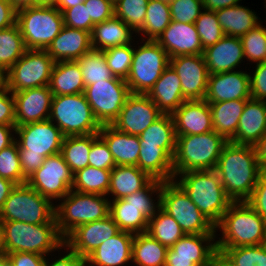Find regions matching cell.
Instances as JSON below:
<instances>
[{
    "label": "cell",
    "mask_w": 266,
    "mask_h": 266,
    "mask_svg": "<svg viewBox=\"0 0 266 266\" xmlns=\"http://www.w3.org/2000/svg\"><path fill=\"white\" fill-rule=\"evenodd\" d=\"M215 171L226 194L233 202L246 201L252 194L262 167L253 145L228 141L221 152Z\"/></svg>",
    "instance_id": "6da1fadb"
},
{
    "label": "cell",
    "mask_w": 266,
    "mask_h": 266,
    "mask_svg": "<svg viewBox=\"0 0 266 266\" xmlns=\"http://www.w3.org/2000/svg\"><path fill=\"white\" fill-rule=\"evenodd\" d=\"M64 135L49 119L16 126L20 166L27 179L37 171L46 157L61 152Z\"/></svg>",
    "instance_id": "7a4b0ae2"
},
{
    "label": "cell",
    "mask_w": 266,
    "mask_h": 266,
    "mask_svg": "<svg viewBox=\"0 0 266 266\" xmlns=\"http://www.w3.org/2000/svg\"><path fill=\"white\" fill-rule=\"evenodd\" d=\"M2 252H29L48 256L63 252L64 238L56 223L30 224L20 221H0Z\"/></svg>",
    "instance_id": "3957f363"
},
{
    "label": "cell",
    "mask_w": 266,
    "mask_h": 266,
    "mask_svg": "<svg viewBox=\"0 0 266 266\" xmlns=\"http://www.w3.org/2000/svg\"><path fill=\"white\" fill-rule=\"evenodd\" d=\"M215 231L216 248L266 243V222L246 201L233 202L215 225Z\"/></svg>",
    "instance_id": "277c9868"
},
{
    "label": "cell",
    "mask_w": 266,
    "mask_h": 266,
    "mask_svg": "<svg viewBox=\"0 0 266 266\" xmlns=\"http://www.w3.org/2000/svg\"><path fill=\"white\" fill-rule=\"evenodd\" d=\"M163 182L152 179L143 189L124 199L110 200L109 215L121 231L132 234L147 232L149 219L160 208ZM153 195L156 196L155 199Z\"/></svg>",
    "instance_id": "5b68a950"
},
{
    "label": "cell",
    "mask_w": 266,
    "mask_h": 266,
    "mask_svg": "<svg viewBox=\"0 0 266 266\" xmlns=\"http://www.w3.org/2000/svg\"><path fill=\"white\" fill-rule=\"evenodd\" d=\"M173 180L214 225L233 203L215 170L183 172Z\"/></svg>",
    "instance_id": "8992f818"
},
{
    "label": "cell",
    "mask_w": 266,
    "mask_h": 266,
    "mask_svg": "<svg viewBox=\"0 0 266 266\" xmlns=\"http://www.w3.org/2000/svg\"><path fill=\"white\" fill-rule=\"evenodd\" d=\"M227 142L214 130L199 135L177 136L173 156V179L183 172L215 170Z\"/></svg>",
    "instance_id": "52a82bcc"
},
{
    "label": "cell",
    "mask_w": 266,
    "mask_h": 266,
    "mask_svg": "<svg viewBox=\"0 0 266 266\" xmlns=\"http://www.w3.org/2000/svg\"><path fill=\"white\" fill-rule=\"evenodd\" d=\"M109 202L106 195L71 190L55 204V219L59 234L65 238L79 225L104 219L109 215Z\"/></svg>",
    "instance_id": "ba28073f"
},
{
    "label": "cell",
    "mask_w": 266,
    "mask_h": 266,
    "mask_svg": "<svg viewBox=\"0 0 266 266\" xmlns=\"http://www.w3.org/2000/svg\"><path fill=\"white\" fill-rule=\"evenodd\" d=\"M49 120L61 130L64 137L98 134L102 126L84 93L53 96Z\"/></svg>",
    "instance_id": "9c48e42d"
},
{
    "label": "cell",
    "mask_w": 266,
    "mask_h": 266,
    "mask_svg": "<svg viewBox=\"0 0 266 266\" xmlns=\"http://www.w3.org/2000/svg\"><path fill=\"white\" fill-rule=\"evenodd\" d=\"M26 49L46 50L64 27V18L55 6H33L16 12Z\"/></svg>",
    "instance_id": "30bf717a"
},
{
    "label": "cell",
    "mask_w": 266,
    "mask_h": 266,
    "mask_svg": "<svg viewBox=\"0 0 266 266\" xmlns=\"http://www.w3.org/2000/svg\"><path fill=\"white\" fill-rule=\"evenodd\" d=\"M54 203L27 183L15 185L0 210V221L56 223Z\"/></svg>",
    "instance_id": "8fae6325"
},
{
    "label": "cell",
    "mask_w": 266,
    "mask_h": 266,
    "mask_svg": "<svg viewBox=\"0 0 266 266\" xmlns=\"http://www.w3.org/2000/svg\"><path fill=\"white\" fill-rule=\"evenodd\" d=\"M140 46H139V41ZM137 41L126 83L132 94H147L169 66L167 52L154 40Z\"/></svg>",
    "instance_id": "7c38bea8"
},
{
    "label": "cell",
    "mask_w": 266,
    "mask_h": 266,
    "mask_svg": "<svg viewBox=\"0 0 266 266\" xmlns=\"http://www.w3.org/2000/svg\"><path fill=\"white\" fill-rule=\"evenodd\" d=\"M160 207L172 216L185 234H216L215 225L174 181L162 183Z\"/></svg>",
    "instance_id": "4fadbf2b"
},
{
    "label": "cell",
    "mask_w": 266,
    "mask_h": 266,
    "mask_svg": "<svg viewBox=\"0 0 266 266\" xmlns=\"http://www.w3.org/2000/svg\"><path fill=\"white\" fill-rule=\"evenodd\" d=\"M54 64L46 50L27 49L5 73L4 83L12 93L49 86Z\"/></svg>",
    "instance_id": "5bb4252c"
},
{
    "label": "cell",
    "mask_w": 266,
    "mask_h": 266,
    "mask_svg": "<svg viewBox=\"0 0 266 266\" xmlns=\"http://www.w3.org/2000/svg\"><path fill=\"white\" fill-rule=\"evenodd\" d=\"M216 234H185L167 249L164 266H218Z\"/></svg>",
    "instance_id": "9a60e30c"
},
{
    "label": "cell",
    "mask_w": 266,
    "mask_h": 266,
    "mask_svg": "<svg viewBox=\"0 0 266 266\" xmlns=\"http://www.w3.org/2000/svg\"><path fill=\"white\" fill-rule=\"evenodd\" d=\"M130 94L126 80L118 77L96 82L84 89L86 100L101 125L113 123Z\"/></svg>",
    "instance_id": "2e32d148"
},
{
    "label": "cell",
    "mask_w": 266,
    "mask_h": 266,
    "mask_svg": "<svg viewBox=\"0 0 266 266\" xmlns=\"http://www.w3.org/2000/svg\"><path fill=\"white\" fill-rule=\"evenodd\" d=\"M26 183L52 202H58L71 191L73 173L62 154L58 153L46 157Z\"/></svg>",
    "instance_id": "e0dca14e"
},
{
    "label": "cell",
    "mask_w": 266,
    "mask_h": 266,
    "mask_svg": "<svg viewBox=\"0 0 266 266\" xmlns=\"http://www.w3.org/2000/svg\"><path fill=\"white\" fill-rule=\"evenodd\" d=\"M162 114L146 94L131 93L111 125L130 135H140Z\"/></svg>",
    "instance_id": "ac0fdd59"
},
{
    "label": "cell",
    "mask_w": 266,
    "mask_h": 266,
    "mask_svg": "<svg viewBox=\"0 0 266 266\" xmlns=\"http://www.w3.org/2000/svg\"><path fill=\"white\" fill-rule=\"evenodd\" d=\"M169 65L181 81L186 100H203L208 86L209 72L203 54L182 55L169 59Z\"/></svg>",
    "instance_id": "d6986e66"
},
{
    "label": "cell",
    "mask_w": 266,
    "mask_h": 266,
    "mask_svg": "<svg viewBox=\"0 0 266 266\" xmlns=\"http://www.w3.org/2000/svg\"><path fill=\"white\" fill-rule=\"evenodd\" d=\"M119 231L118 225L108 215L104 219L77 226L64 238V245L86 259L103 241Z\"/></svg>",
    "instance_id": "ffe728a7"
},
{
    "label": "cell",
    "mask_w": 266,
    "mask_h": 266,
    "mask_svg": "<svg viewBox=\"0 0 266 266\" xmlns=\"http://www.w3.org/2000/svg\"><path fill=\"white\" fill-rule=\"evenodd\" d=\"M250 98L249 72L239 69L238 71L209 74L204 98L208 103Z\"/></svg>",
    "instance_id": "44dd1931"
},
{
    "label": "cell",
    "mask_w": 266,
    "mask_h": 266,
    "mask_svg": "<svg viewBox=\"0 0 266 266\" xmlns=\"http://www.w3.org/2000/svg\"><path fill=\"white\" fill-rule=\"evenodd\" d=\"M15 100L16 126L49 119L52 92L49 86L12 93Z\"/></svg>",
    "instance_id": "7402d4cb"
},
{
    "label": "cell",
    "mask_w": 266,
    "mask_h": 266,
    "mask_svg": "<svg viewBox=\"0 0 266 266\" xmlns=\"http://www.w3.org/2000/svg\"><path fill=\"white\" fill-rule=\"evenodd\" d=\"M156 42L167 52L169 58L204 52L194 23L171 20Z\"/></svg>",
    "instance_id": "603a6c76"
},
{
    "label": "cell",
    "mask_w": 266,
    "mask_h": 266,
    "mask_svg": "<svg viewBox=\"0 0 266 266\" xmlns=\"http://www.w3.org/2000/svg\"><path fill=\"white\" fill-rule=\"evenodd\" d=\"M176 136L199 135L213 131L209 103L203 100H185L173 113Z\"/></svg>",
    "instance_id": "cb8c5ba5"
},
{
    "label": "cell",
    "mask_w": 266,
    "mask_h": 266,
    "mask_svg": "<svg viewBox=\"0 0 266 266\" xmlns=\"http://www.w3.org/2000/svg\"><path fill=\"white\" fill-rule=\"evenodd\" d=\"M203 56L209 74L236 71L245 62L241 39L229 35L206 47Z\"/></svg>",
    "instance_id": "d4e9b609"
},
{
    "label": "cell",
    "mask_w": 266,
    "mask_h": 266,
    "mask_svg": "<svg viewBox=\"0 0 266 266\" xmlns=\"http://www.w3.org/2000/svg\"><path fill=\"white\" fill-rule=\"evenodd\" d=\"M134 234L119 231L103 241L85 260L86 266H128L132 263ZM128 264V265H127Z\"/></svg>",
    "instance_id": "484cf974"
},
{
    "label": "cell",
    "mask_w": 266,
    "mask_h": 266,
    "mask_svg": "<svg viewBox=\"0 0 266 266\" xmlns=\"http://www.w3.org/2000/svg\"><path fill=\"white\" fill-rule=\"evenodd\" d=\"M92 50L91 33L68 26L47 47L48 55L55 61H77Z\"/></svg>",
    "instance_id": "4316f807"
},
{
    "label": "cell",
    "mask_w": 266,
    "mask_h": 266,
    "mask_svg": "<svg viewBox=\"0 0 266 266\" xmlns=\"http://www.w3.org/2000/svg\"><path fill=\"white\" fill-rule=\"evenodd\" d=\"M266 133V101L248 99L238 122L235 144L254 145Z\"/></svg>",
    "instance_id": "83f0119b"
},
{
    "label": "cell",
    "mask_w": 266,
    "mask_h": 266,
    "mask_svg": "<svg viewBox=\"0 0 266 266\" xmlns=\"http://www.w3.org/2000/svg\"><path fill=\"white\" fill-rule=\"evenodd\" d=\"M99 136L108 145L116 166H137L140 141L139 135H130L114 128L111 124L102 125Z\"/></svg>",
    "instance_id": "f1b7e54d"
},
{
    "label": "cell",
    "mask_w": 266,
    "mask_h": 266,
    "mask_svg": "<svg viewBox=\"0 0 266 266\" xmlns=\"http://www.w3.org/2000/svg\"><path fill=\"white\" fill-rule=\"evenodd\" d=\"M146 95L163 114H172L186 100L180 78L170 65Z\"/></svg>",
    "instance_id": "f546056e"
},
{
    "label": "cell",
    "mask_w": 266,
    "mask_h": 266,
    "mask_svg": "<svg viewBox=\"0 0 266 266\" xmlns=\"http://www.w3.org/2000/svg\"><path fill=\"white\" fill-rule=\"evenodd\" d=\"M135 37L136 33L126 23L113 16L94 25L91 33L92 49L104 51L111 47L130 44L135 42Z\"/></svg>",
    "instance_id": "4dcf8cb0"
},
{
    "label": "cell",
    "mask_w": 266,
    "mask_h": 266,
    "mask_svg": "<svg viewBox=\"0 0 266 266\" xmlns=\"http://www.w3.org/2000/svg\"><path fill=\"white\" fill-rule=\"evenodd\" d=\"M152 178L137 166H115L110 174L107 196L110 200L124 199L126 196L143 189ZM111 194V195H110Z\"/></svg>",
    "instance_id": "1f68e13d"
},
{
    "label": "cell",
    "mask_w": 266,
    "mask_h": 266,
    "mask_svg": "<svg viewBox=\"0 0 266 266\" xmlns=\"http://www.w3.org/2000/svg\"><path fill=\"white\" fill-rule=\"evenodd\" d=\"M53 96L84 93L85 84L77 61L55 62L49 83Z\"/></svg>",
    "instance_id": "d6a6232c"
},
{
    "label": "cell",
    "mask_w": 266,
    "mask_h": 266,
    "mask_svg": "<svg viewBox=\"0 0 266 266\" xmlns=\"http://www.w3.org/2000/svg\"><path fill=\"white\" fill-rule=\"evenodd\" d=\"M225 35L241 38L261 21L255 11L241 4L215 11Z\"/></svg>",
    "instance_id": "836d02e7"
},
{
    "label": "cell",
    "mask_w": 266,
    "mask_h": 266,
    "mask_svg": "<svg viewBox=\"0 0 266 266\" xmlns=\"http://www.w3.org/2000/svg\"><path fill=\"white\" fill-rule=\"evenodd\" d=\"M248 99L209 103L214 131L230 141L236 134L238 122Z\"/></svg>",
    "instance_id": "e575fe53"
},
{
    "label": "cell",
    "mask_w": 266,
    "mask_h": 266,
    "mask_svg": "<svg viewBox=\"0 0 266 266\" xmlns=\"http://www.w3.org/2000/svg\"><path fill=\"white\" fill-rule=\"evenodd\" d=\"M137 167L152 179L164 182L173 180V157L162 147L140 146Z\"/></svg>",
    "instance_id": "d590c367"
},
{
    "label": "cell",
    "mask_w": 266,
    "mask_h": 266,
    "mask_svg": "<svg viewBox=\"0 0 266 266\" xmlns=\"http://www.w3.org/2000/svg\"><path fill=\"white\" fill-rule=\"evenodd\" d=\"M176 132L172 114H162L139 135L140 146L164 148L172 157L176 149Z\"/></svg>",
    "instance_id": "8d00e7d4"
},
{
    "label": "cell",
    "mask_w": 266,
    "mask_h": 266,
    "mask_svg": "<svg viewBox=\"0 0 266 266\" xmlns=\"http://www.w3.org/2000/svg\"><path fill=\"white\" fill-rule=\"evenodd\" d=\"M216 249L218 266H266V243Z\"/></svg>",
    "instance_id": "74e56055"
},
{
    "label": "cell",
    "mask_w": 266,
    "mask_h": 266,
    "mask_svg": "<svg viewBox=\"0 0 266 266\" xmlns=\"http://www.w3.org/2000/svg\"><path fill=\"white\" fill-rule=\"evenodd\" d=\"M167 249L147 232L134 234L132 263L136 266H164Z\"/></svg>",
    "instance_id": "f35d334b"
},
{
    "label": "cell",
    "mask_w": 266,
    "mask_h": 266,
    "mask_svg": "<svg viewBox=\"0 0 266 266\" xmlns=\"http://www.w3.org/2000/svg\"><path fill=\"white\" fill-rule=\"evenodd\" d=\"M98 136L99 134L64 137L60 153L73 174L89 166L91 145Z\"/></svg>",
    "instance_id": "ab89813d"
},
{
    "label": "cell",
    "mask_w": 266,
    "mask_h": 266,
    "mask_svg": "<svg viewBox=\"0 0 266 266\" xmlns=\"http://www.w3.org/2000/svg\"><path fill=\"white\" fill-rule=\"evenodd\" d=\"M171 22L169 4L161 0H148L143 27L136 33L142 40L156 41ZM141 33V34H140ZM143 34V37H142Z\"/></svg>",
    "instance_id": "60d3db41"
},
{
    "label": "cell",
    "mask_w": 266,
    "mask_h": 266,
    "mask_svg": "<svg viewBox=\"0 0 266 266\" xmlns=\"http://www.w3.org/2000/svg\"><path fill=\"white\" fill-rule=\"evenodd\" d=\"M26 46L19 26L0 30V70L5 74L25 53Z\"/></svg>",
    "instance_id": "b9f144b4"
},
{
    "label": "cell",
    "mask_w": 266,
    "mask_h": 266,
    "mask_svg": "<svg viewBox=\"0 0 266 266\" xmlns=\"http://www.w3.org/2000/svg\"><path fill=\"white\" fill-rule=\"evenodd\" d=\"M147 233L167 248L185 235L178 222L161 207L149 219Z\"/></svg>",
    "instance_id": "7bdbcfd3"
},
{
    "label": "cell",
    "mask_w": 266,
    "mask_h": 266,
    "mask_svg": "<svg viewBox=\"0 0 266 266\" xmlns=\"http://www.w3.org/2000/svg\"><path fill=\"white\" fill-rule=\"evenodd\" d=\"M110 174L111 170L87 166L73 174L71 190L107 196L110 186Z\"/></svg>",
    "instance_id": "ee69618b"
},
{
    "label": "cell",
    "mask_w": 266,
    "mask_h": 266,
    "mask_svg": "<svg viewBox=\"0 0 266 266\" xmlns=\"http://www.w3.org/2000/svg\"><path fill=\"white\" fill-rule=\"evenodd\" d=\"M77 62L80 65L85 86L115 78L107 65L103 51L92 49Z\"/></svg>",
    "instance_id": "f6af8a7d"
},
{
    "label": "cell",
    "mask_w": 266,
    "mask_h": 266,
    "mask_svg": "<svg viewBox=\"0 0 266 266\" xmlns=\"http://www.w3.org/2000/svg\"><path fill=\"white\" fill-rule=\"evenodd\" d=\"M263 21L249 30L240 39L246 61L259 64L266 61V27Z\"/></svg>",
    "instance_id": "bcb514c9"
},
{
    "label": "cell",
    "mask_w": 266,
    "mask_h": 266,
    "mask_svg": "<svg viewBox=\"0 0 266 266\" xmlns=\"http://www.w3.org/2000/svg\"><path fill=\"white\" fill-rule=\"evenodd\" d=\"M147 3L148 0H118L114 4V16L137 33L144 24Z\"/></svg>",
    "instance_id": "7dc6e473"
},
{
    "label": "cell",
    "mask_w": 266,
    "mask_h": 266,
    "mask_svg": "<svg viewBox=\"0 0 266 266\" xmlns=\"http://www.w3.org/2000/svg\"><path fill=\"white\" fill-rule=\"evenodd\" d=\"M134 44L111 47L103 51L107 65L115 77L123 80L128 78L134 47L137 48V44H135L136 46Z\"/></svg>",
    "instance_id": "c3c4849f"
},
{
    "label": "cell",
    "mask_w": 266,
    "mask_h": 266,
    "mask_svg": "<svg viewBox=\"0 0 266 266\" xmlns=\"http://www.w3.org/2000/svg\"><path fill=\"white\" fill-rule=\"evenodd\" d=\"M194 24L199 34L203 49L216 44L225 36L224 31L217 20L215 11L204 9Z\"/></svg>",
    "instance_id": "681fc988"
},
{
    "label": "cell",
    "mask_w": 266,
    "mask_h": 266,
    "mask_svg": "<svg viewBox=\"0 0 266 266\" xmlns=\"http://www.w3.org/2000/svg\"><path fill=\"white\" fill-rule=\"evenodd\" d=\"M0 177L10 180L16 185L24 184L27 181L20 166L16 141L0 151Z\"/></svg>",
    "instance_id": "f907efd6"
},
{
    "label": "cell",
    "mask_w": 266,
    "mask_h": 266,
    "mask_svg": "<svg viewBox=\"0 0 266 266\" xmlns=\"http://www.w3.org/2000/svg\"><path fill=\"white\" fill-rule=\"evenodd\" d=\"M171 20L195 23L203 8L202 0H175L169 4Z\"/></svg>",
    "instance_id": "816d5d0a"
},
{
    "label": "cell",
    "mask_w": 266,
    "mask_h": 266,
    "mask_svg": "<svg viewBox=\"0 0 266 266\" xmlns=\"http://www.w3.org/2000/svg\"><path fill=\"white\" fill-rule=\"evenodd\" d=\"M89 166L105 170H112L116 166L108 145L100 136L92 142Z\"/></svg>",
    "instance_id": "f5cc1de1"
},
{
    "label": "cell",
    "mask_w": 266,
    "mask_h": 266,
    "mask_svg": "<svg viewBox=\"0 0 266 266\" xmlns=\"http://www.w3.org/2000/svg\"><path fill=\"white\" fill-rule=\"evenodd\" d=\"M62 14L65 26L92 33L95 24L91 19H88V11L84 3L68 8Z\"/></svg>",
    "instance_id": "db71d44e"
},
{
    "label": "cell",
    "mask_w": 266,
    "mask_h": 266,
    "mask_svg": "<svg viewBox=\"0 0 266 266\" xmlns=\"http://www.w3.org/2000/svg\"><path fill=\"white\" fill-rule=\"evenodd\" d=\"M88 19L94 24L104 22L114 16V4L109 0H85Z\"/></svg>",
    "instance_id": "11a10c76"
},
{
    "label": "cell",
    "mask_w": 266,
    "mask_h": 266,
    "mask_svg": "<svg viewBox=\"0 0 266 266\" xmlns=\"http://www.w3.org/2000/svg\"><path fill=\"white\" fill-rule=\"evenodd\" d=\"M0 125L16 126L15 100L5 83L0 86Z\"/></svg>",
    "instance_id": "9f6ffc18"
},
{
    "label": "cell",
    "mask_w": 266,
    "mask_h": 266,
    "mask_svg": "<svg viewBox=\"0 0 266 266\" xmlns=\"http://www.w3.org/2000/svg\"><path fill=\"white\" fill-rule=\"evenodd\" d=\"M246 202L265 220L266 222V169H262L257 184Z\"/></svg>",
    "instance_id": "6f0895ef"
},
{
    "label": "cell",
    "mask_w": 266,
    "mask_h": 266,
    "mask_svg": "<svg viewBox=\"0 0 266 266\" xmlns=\"http://www.w3.org/2000/svg\"><path fill=\"white\" fill-rule=\"evenodd\" d=\"M254 65L249 72L251 98L266 101V61Z\"/></svg>",
    "instance_id": "680465c9"
},
{
    "label": "cell",
    "mask_w": 266,
    "mask_h": 266,
    "mask_svg": "<svg viewBox=\"0 0 266 266\" xmlns=\"http://www.w3.org/2000/svg\"><path fill=\"white\" fill-rule=\"evenodd\" d=\"M5 256L9 266H45L47 257L29 252H12Z\"/></svg>",
    "instance_id": "91938a15"
},
{
    "label": "cell",
    "mask_w": 266,
    "mask_h": 266,
    "mask_svg": "<svg viewBox=\"0 0 266 266\" xmlns=\"http://www.w3.org/2000/svg\"><path fill=\"white\" fill-rule=\"evenodd\" d=\"M63 249L66 250V252L64 251L63 255L60 254L58 257H54L55 259L52 258L51 254L48 255V258L46 257L45 266H86V260L81 258L77 253L71 251L65 245H63ZM49 256H51L52 260H50Z\"/></svg>",
    "instance_id": "94428289"
},
{
    "label": "cell",
    "mask_w": 266,
    "mask_h": 266,
    "mask_svg": "<svg viewBox=\"0 0 266 266\" xmlns=\"http://www.w3.org/2000/svg\"><path fill=\"white\" fill-rule=\"evenodd\" d=\"M16 12L7 0H0V30L16 23Z\"/></svg>",
    "instance_id": "6125c7cd"
},
{
    "label": "cell",
    "mask_w": 266,
    "mask_h": 266,
    "mask_svg": "<svg viewBox=\"0 0 266 266\" xmlns=\"http://www.w3.org/2000/svg\"><path fill=\"white\" fill-rule=\"evenodd\" d=\"M16 126L0 125V151L15 141Z\"/></svg>",
    "instance_id": "be15d7a7"
},
{
    "label": "cell",
    "mask_w": 266,
    "mask_h": 266,
    "mask_svg": "<svg viewBox=\"0 0 266 266\" xmlns=\"http://www.w3.org/2000/svg\"><path fill=\"white\" fill-rule=\"evenodd\" d=\"M242 0H202L205 10L216 11L240 4Z\"/></svg>",
    "instance_id": "e7e4bbea"
},
{
    "label": "cell",
    "mask_w": 266,
    "mask_h": 266,
    "mask_svg": "<svg viewBox=\"0 0 266 266\" xmlns=\"http://www.w3.org/2000/svg\"><path fill=\"white\" fill-rule=\"evenodd\" d=\"M253 146L257 161L262 169H266V133Z\"/></svg>",
    "instance_id": "03108f58"
},
{
    "label": "cell",
    "mask_w": 266,
    "mask_h": 266,
    "mask_svg": "<svg viewBox=\"0 0 266 266\" xmlns=\"http://www.w3.org/2000/svg\"><path fill=\"white\" fill-rule=\"evenodd\" d=\"M12 181L0 177V210L2 209L6 199L10 195L11 190L15 187Z\"/></svg>",
    "instance_id": "003e7915"
},
{
    "label": "cell",
    "mask_w": 266,
    "mask_h": 266,
    "mask_svg": "<svg viewBox=\"0 0 266 266\" xmlns=\"http://www.w3.org/2000/svg\"><path fill=\"white\" fill-rule=\"evenodd\" d=\"M85 0H58L57 4H56V8L60 11V12H64L66 9L68 8H72L75 7L81 3H84Z\"/></svg>",
    "instance_id": "a7ac6f4b"
},
{
    "label": "cell",
    "mask_w": 266,
    "mask_h": 266,
    "mask_svg": "<svg viewBox=\"0 0 266 266\" xmlns=\"http://www.w3.org/2000/svg\"><path fill=\"white\" fill-rule=\"evenodd\" d=\"M18 11L26 7L36 6V0H7Z\"/></svg>",
    "instance_id": "89a4df30"
},
{
    "label": "cell",
    "mask_w": 266,
    "mask_h": 266,
    "mask_svg": "<svg viewBox=\"0 0 266 266\" xmlns=\"http://www.w3.org/2000/svg\"><path fill=\"white\" fill-rule=\"evenodd\" d=\"M58 0H36V6H56Z\"/></svg>",
    "instance_id": "2644e50d"
},
{
    "label": "cell",
    "mask_w": 266,
    "mask_h": 266,
    "mask_svg": "<svg viewBox=\"0 0 266 266\" xmlns=\"http://www.w3.org/2000/svg\"><path fill=\"white\" fill-rule=\"evenodd\" d=\"M6 263V256L4 253L0 254V266H3Z\"/></svg>",
    "instance_id": "8c879c8a"
},
{
    "label": "cell",
    "mask_w": 266,
    "mask_h": 266,
    "mask_svg": "<svg viewBox=\"0 0 266 266\" xmlns=\"http://www.w3.org/2000/svg\"><path fill=\"white\" fill-rule=\"evenodd\" d=\"M4 76L5 74L0 70V86L4 84Z\"/></svg>",
    "instance_id": "753ad0ef"
},
{
    "label": "cell",
    "mask_w": 266,
    "mask_h": 266,
    "mask_svg": "<svg viewBox=\"0 0 266 266\" xmlns=\"http://www.w3.org/2000/svg\"><path fill=\"white\" fill-rule=\"evenodd\" d=\"M161 1H163L164 3L170 4L171 2H173L175 0H161Z\"/></svg>",
    "instance_id": "34e18365"
},
{
    "label": "cell",
    "mask_w": 266,
    "mask_h": 266,
    "mask_svg": "<svg viewBox=\"0 0 266 266\" xmlns=\"http://www.w3.org/2000/svg\"><path fill=\"white\" fill-rule=\"evenodd\" d=\"M2 248H1V237H0V254H2Z\"/></svg>",
    "instance_id": "11e5206c"
},
{
    "label": "cell",
    "mask_w": 266,
    "mask_h": 266,
    "mask_svg": "<svg viewBox=\"0 0 266 266\" xmlns=\"http://www.w3.org/2000/svg\"><path fill=\"white\" fill-rule=\"evenodd\" d=\"M111 1L113 4H115L118 0H109Z\"/></svg>",
    "instance_id": "2a66077c"
}]
</instances>
